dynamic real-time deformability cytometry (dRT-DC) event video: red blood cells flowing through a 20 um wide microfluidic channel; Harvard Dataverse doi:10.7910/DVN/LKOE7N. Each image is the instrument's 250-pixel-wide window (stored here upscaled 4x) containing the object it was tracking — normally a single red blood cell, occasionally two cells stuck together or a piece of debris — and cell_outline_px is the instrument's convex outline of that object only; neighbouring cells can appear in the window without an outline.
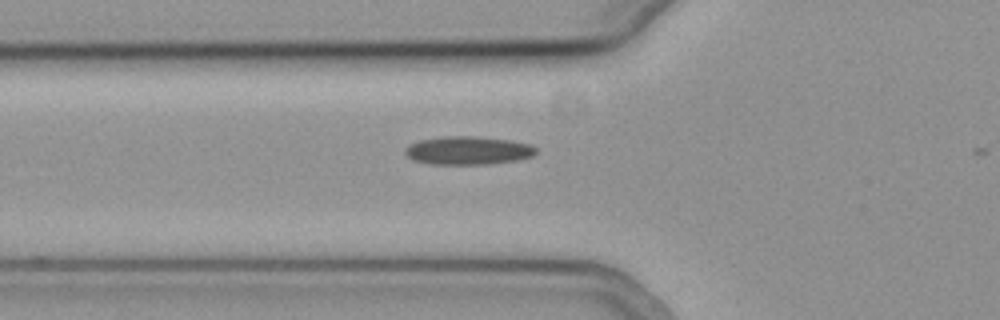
{"species": "common noctule bat (a hibernating species)", "species_latin": "Nyctalus noctula", "temperature_condition": "cold", "stored_images_in_passage": 5, "camera_frame_rate_fps": 3000, "um_per_image_px": 0.085, "animal": {"sex": "female", "body_mass_g": 19.3, "forearm_length_mm": 54.1}, "frame": {"image": 1, "passage_image": 4, "time_ms": 1.0, "image_size_px": [1000, 320], "cell_outline_px": [[536, 152], [532, 156], [516, 160], [488, 164], [428, 164], [412, 160], [404, 152], [404, 148], [420, 140], [448, 136], [472, 136], [508, 140], [532, 144], [536, 148]], "centroid_in_image_um": [39.77, 12.8], "position_along_channel_um": 86.0, "area_um2": 21.44}}